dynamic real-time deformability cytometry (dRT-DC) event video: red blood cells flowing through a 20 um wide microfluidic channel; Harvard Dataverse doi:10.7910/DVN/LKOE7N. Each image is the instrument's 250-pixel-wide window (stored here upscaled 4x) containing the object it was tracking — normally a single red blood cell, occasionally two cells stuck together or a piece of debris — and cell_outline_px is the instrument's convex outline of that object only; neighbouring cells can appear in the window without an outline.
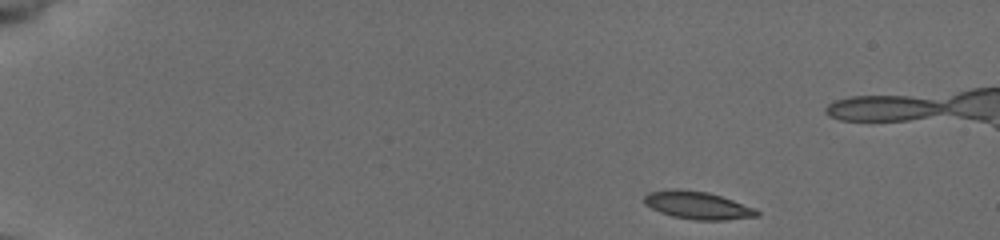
{"species": "common noctule bat (a hibernating species)", "species_latin": "Nyctalus noctula", "temperature_condition": "cold", "stored_images_in_passage": 39, "camera_frame_rate_fps": 3000, "um_per_image_px": 0.085, "animal": {"sex": "female", "body_mass_g": 19.5, "forearm_length_mm": 54.1}, "frame": {"image": 1, "passage_image": 1, "time_ms": 0.0, "image_size_px": [1000, 240], "cell_outline_px": [[760, 216], [724, 220], [696, 220], [672, 216], [660, 212], [644, 204], [644, 196], [648, 192], [672, 188], [680, 188], [708, 192], [756, 208], [760, 212]], "centroid_in_image_um": [59.29, 17.44], "position_along_channel_um": 25.7, "area_um2": 18.32}}
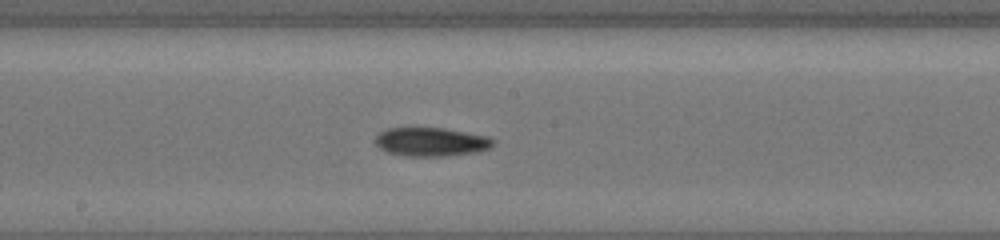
{"frame": {"image": 2, "passage_image": 17, "time_ms": 5.333, "image_size_px": [1000, 240], "cell_outline_px": [[496, 144], [480, 152], [448, 156], [404, 156], [388, 152], [380, 148], [376, 144], [376, 136], [380, 132], [388, 128], [444, 128], [492, 136], [496, 140]], "centroid_in_image_um": [36.74, 12.06], "position_along_channel_um": 211.5, "area_um2": 20.06}}
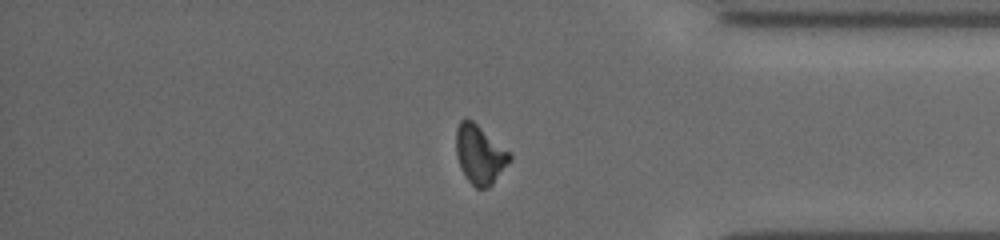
{"frame": {"image": 3, "passage_image": 31, "time_ms": 10.0, "image_size_px": [1000, 240], "cell_outline_px": [[512, 160], [492, 184], [488, 188], [476, 188], [464, 176], [460, 168], [456, 156], [456, 128], [460, 120], [464, 116], [472, 120], [512, 152]], "centroid_in_image_um": [40.79, 13.11], "position_along_channel_um": 394.4, "area_um2": 18.84}, "authors_computed_cell_mechanics": {"area_um2": 19.0162, "velocity_mm_per_s": 3.9003, "shape_relaxation_time_tau1_ms": 4.9202, "shape_relaxation_time_tau2_ms": 6.9955, "deformation_change_tau1": 0.1653, "deformation_change_tau2": 0.1501}}